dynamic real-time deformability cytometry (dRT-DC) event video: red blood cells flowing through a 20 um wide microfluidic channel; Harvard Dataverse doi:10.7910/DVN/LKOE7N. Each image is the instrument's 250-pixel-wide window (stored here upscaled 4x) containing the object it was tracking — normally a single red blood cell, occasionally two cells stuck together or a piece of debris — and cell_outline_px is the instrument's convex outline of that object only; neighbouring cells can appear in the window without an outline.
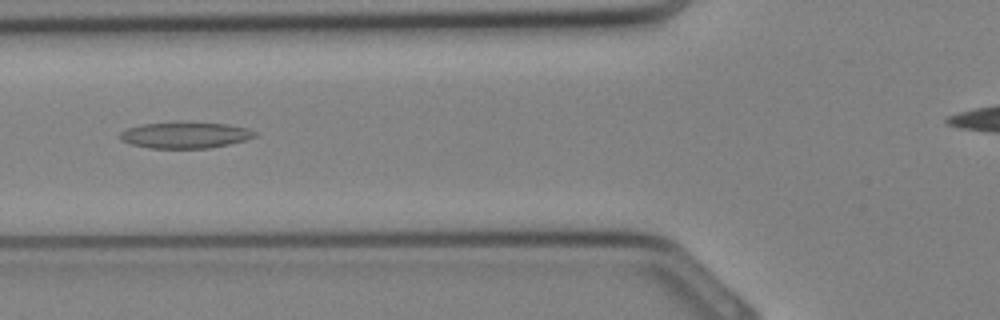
{"species": "Egyptian fruit bat (a non-hibernating species)", "species_latin": "Rousettus aegyptiacus", "temperature_condition": "cold", "stored_images_in_passage": 21, "segment_of_instrument_passage": [1, 2], "camera_frame_rate_fps": 3000, "um_per_image_px": 0.085, "animal": {"sex": "female"}, "frame": {"image": 1, "passage_image": 3, "time_ms": 0.667, "image_size_px": [1000, 320], "cell_outline_px": [[256, 136], [248, 140], [208, 148], [148, 148], [132, 144], [120, 140], [120, 132], [128, 128], [140, 124], [228, 124], [248, 128], [256, 132]], "centroid_in_image_um": [15.76, 11.51], "position_along_channel_um": 110.0, "area_um2": 19.94}}
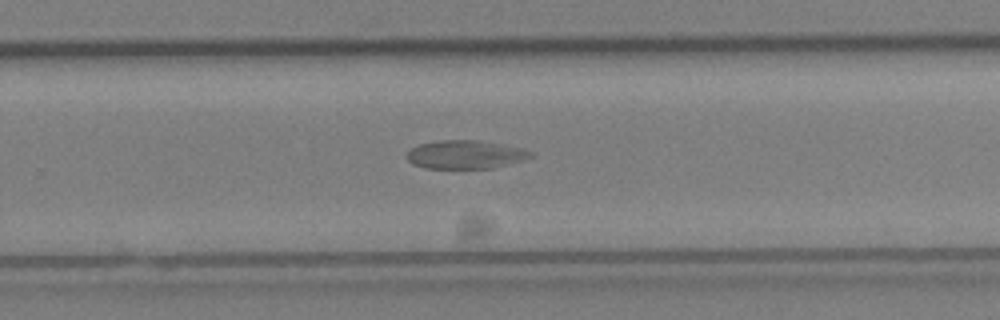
{"frame": {"image": 2, "passage_image": 12, "time_ms": 3.667, "image_size_px": [1000, 320], "cell_outline_px": [[532, 156], [524, 160], [492, 168], [424, 168], [412, 164], [404, 156], [412, 148], [420, 144], [440, 140], [476, 140], [500, 144], [520, 148], [532, 152]], "centroid_in_image_um": [39.51, 13.14], "position_along_channel_um": 290.3, "area_um2": 20.35}}
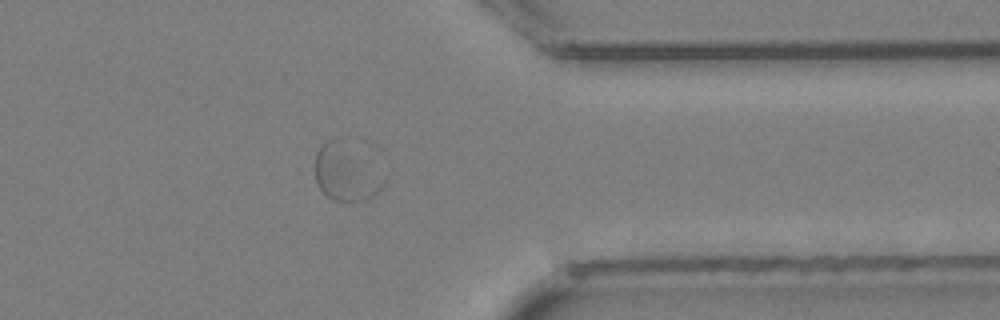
{"frame": {"image": 3, "passage_image": 17, "time_ms": 5.333, "image_size_px": [1000, 320], "cell_outline_px": [[380, 188], [372, 196], [360, 200], [332, 200], [316, 184], [312, 168], [316, 152], [328, 140], [336, 140]], "centroid_in_image_um": [29.0, 14.82], "position_along_channel_um": 382.4, "area_um2": 18.5}}